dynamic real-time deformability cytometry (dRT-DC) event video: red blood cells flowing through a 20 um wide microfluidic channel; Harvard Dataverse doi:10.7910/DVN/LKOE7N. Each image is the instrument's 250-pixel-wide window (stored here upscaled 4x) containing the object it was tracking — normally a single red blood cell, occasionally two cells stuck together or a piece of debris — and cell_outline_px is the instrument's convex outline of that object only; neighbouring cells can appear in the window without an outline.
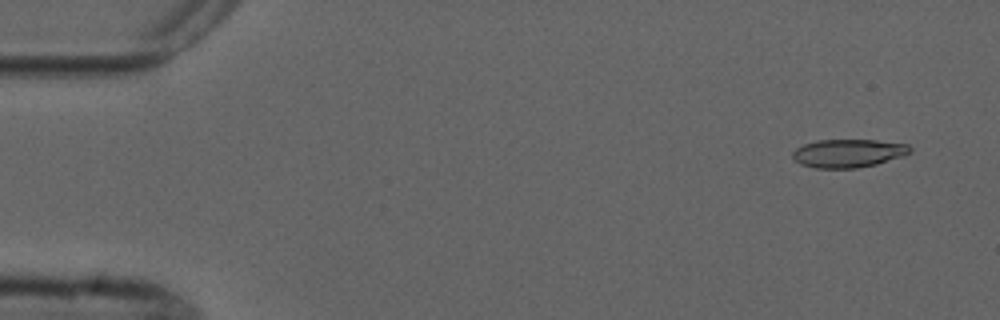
{"species": "common noctule bat (a hibernating species)", "species_latin": "Nyctalus noctula", "temperature_condition": "cold", "stored_images_in_passage": 5, "camera_frame_rate_fps": 3000, "um_per_image_px": 0.085, "animal": {"sex": "male", "forearm_length_mm": 52.5}, "frame": {"image": 1, "passage_image": 1, "time_ms": 0.0, "image_size_px": [1000, 320], "cell_outline_px": [[912, 152], [904, 156], [876, 164], [856, 168], [816, 168], [800, 164], [792, 156], [792, 152], [796, 148], [804, 144], [816, 140], [876, 140], [908, 144], [912, 148]], "centroid_in_image_um": [72.13, 13.02], "position_along_channel_um": 12.9, "area_um2": 19.42}}
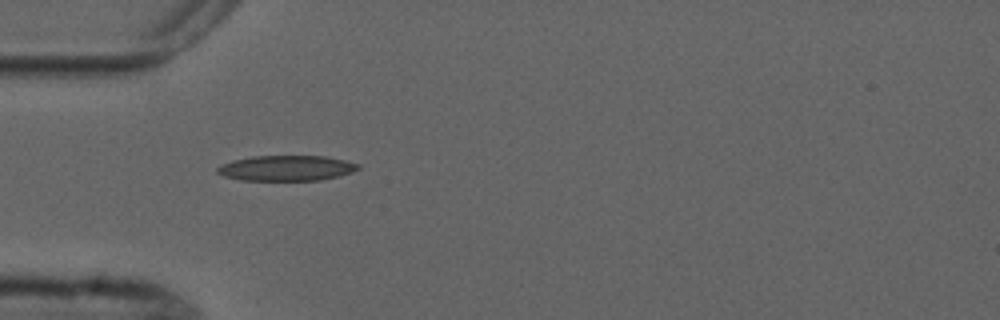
{"frame": {"image": 2, "passage_image": 4, "time_ms": 4.333, "image_size_px": [1000, 320], "cell_outline_px": [[360, 168], [352, 172], [320, 180], [240, 180], [224, 176], [216, 172], [216, 168], [220, 164], [232, 160], [252, 156], [324, 156], [344, 160], [360, 164]], "centroid_in_image_um": [24.3, 14.28], "position_along_channel_um": 60.7, "area_um2": 20.81}}
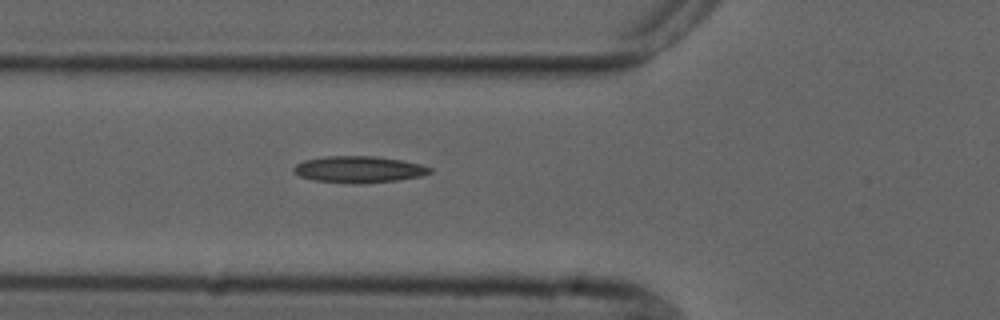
{"frame": {"image": 3, "passage_image": 5, "time_ms": 5.333, "image_size_px": [1000, 320], "cell_outline_px": [[432, 172], [420, 176], [400, 180], [360, 184], [356, 184], [312, 180], [300, 176], [292, 168], [296, 164], [304, 160], [324, 156], [372, 156], [404, 160], [420, 164], [432, 168]], "centroid_in_image_um": [30.51, 14.4], "position_along_channel_um": 95.3, "area_um2": 21.21}}